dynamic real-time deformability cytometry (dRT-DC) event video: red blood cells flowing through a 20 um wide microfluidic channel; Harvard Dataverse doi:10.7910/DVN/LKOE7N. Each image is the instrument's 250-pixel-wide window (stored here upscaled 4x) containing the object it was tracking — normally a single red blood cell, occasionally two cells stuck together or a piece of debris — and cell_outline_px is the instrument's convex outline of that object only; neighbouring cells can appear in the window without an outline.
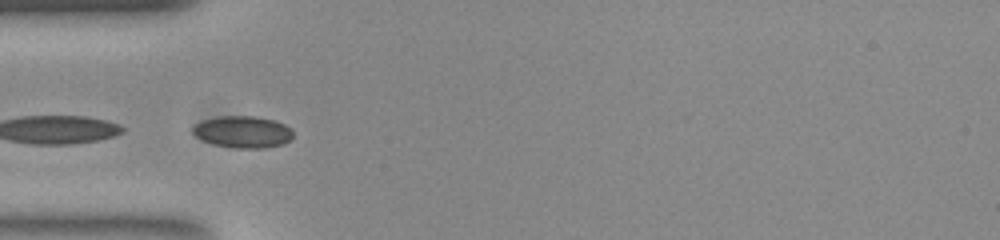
{"species": "common noctule bat (a hibernating species)", "species_latin": "Nyctalus noctula", "temperature_condition": "room temperature", "stored_images_in_passage": 54, "camera_frame_rate_fps": 3000, "um_per_image_px": 0.085, "animal": {"sex": "female", "body_mass_g": 23.0, "forearm_length_mm": 53.4}, "frame": {"image": 1, "passage_image": 17, "time_ms": 5.333, "image_size_px": [1000, 240], "cell_outline_px": [[292, 136], [284, 144], [264, 148], [232, 148], [216, 144], [204, 140], [196, 136], [192, 132], [192, 128], [200, 120], [220, 116], [256, 116], [272, 120], [284, 124], [292, 132]], "centroid_in_image_um": [20.61, 11.21], "position_along_channel_um": 64.4, "area_um2": 18.44}}
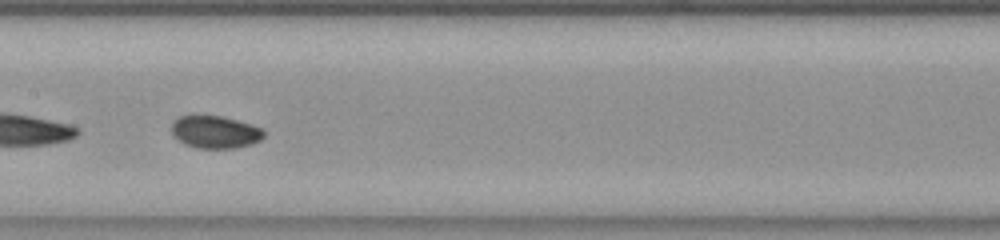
{"frame": {"image": 2, "passage_image": 27, "time_ms": 8.667, "image_size_px": [1000, 240], "cell_outline_px": [[264, 136], [260, 140], [252, 144], [236, 148], [196, 148], [184, 144], [172, 132], [172, 120], [180, 116], [192, 112], [220, 116], [236, 120], [260, 128], [264, 132]], "centroid_in_image_um": [18.22, 11.18], "position_along_channel_um": 189.2, "area_um2": 17.8}}
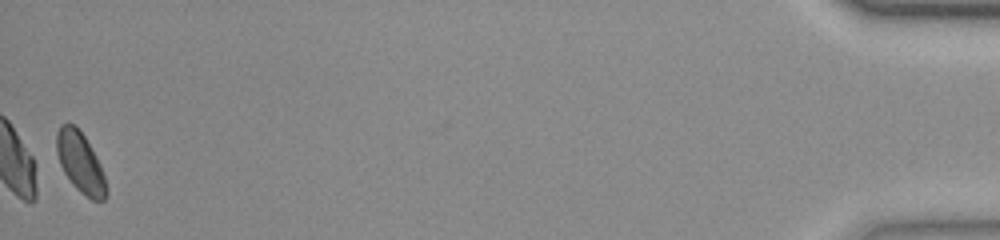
{"frame": {"image": 3, "passage_image": 54, "time_ms": 17.667, "image_size_px": [1000, 240], "cell_outline_px": [[108, 192], [104, 200], [92, 200], [80, 192], [72, 184], [64, 172], [60, 164], [56, 152], [56, 132], [60, 124], [68, 120], [84, 136], [96, 156], [100, 164], [104, 176]], "centroid_in_image_um": [6.81, 13.8], "position_along_channel_um": 428.4, "area_um2": 17.51}, "authors_computed_cell_mechanics": {"area_um2": 17.6579, "velocity_mm_per_s": 3.7494, "shape_relaxation_time_tau1_ms": 2.3286, "shape_relaxation_time_tau2_ms": 5.5294, "deformation_change_tau1": 0.0577, "deformation_change_tau2": 0.0724}}